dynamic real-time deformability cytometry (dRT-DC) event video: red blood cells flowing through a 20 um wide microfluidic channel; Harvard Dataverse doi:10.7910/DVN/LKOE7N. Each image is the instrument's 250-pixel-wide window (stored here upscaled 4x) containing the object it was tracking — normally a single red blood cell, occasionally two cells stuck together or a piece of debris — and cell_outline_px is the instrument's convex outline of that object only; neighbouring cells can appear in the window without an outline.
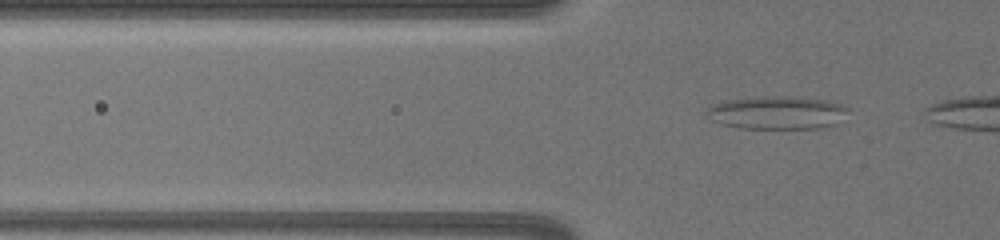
{"species": "common noctule bat (a hibernating species)", "species_latin": "Nyctalus noctula", "temperature_condition": "warm", "stored_images_in_passage": 42, "camera_frame_rate_fps": 3000, "um_per_image_px": 0.085, "animal": {"sex": "female", "body_mass_g": 19.5, "forearm_length_mm": 54.1}, "frame": {"image": 1, "passage_image": 8, "time_ms": 2.333, "image_size_px": [1000, 240], "cell_outline_px": [[852, 108], [836, 124], [824, 128], [740, 128], [720, 124], [704, 116], [704, 112], [712, 104], [724, 100], [768, 96], [800, 96], [824, 100], [840, 104]], "centroid_in_image_um": [66.03, 9.57], "position_along_channel_um": 59.8, "area_um2": 27.69}}
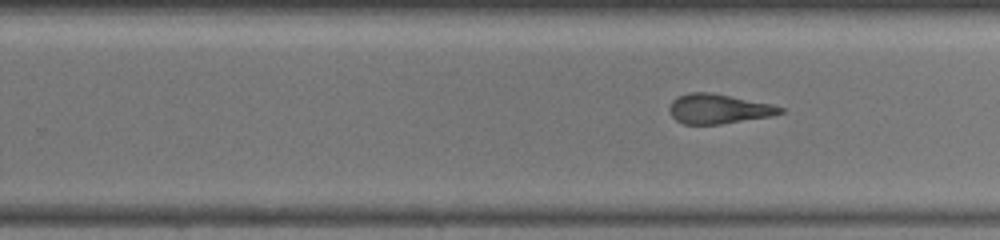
{"frame": {"image": 2, "passage_image": 28, "time_ms": 9.0, "image_size_px": [1000, 240], "cell_outline_px": [[784, 112], [772, 116], [720, 124], [684, 124], [676, 120], [672, 116], [668, 108], [672, 100], [688, 92], [708, 92], [772, 104], [784, 108]], "centroid_in_image_um": [61.06, 9.26], "position_along_channel_um": 268.7, "area_um2": 19.02}}
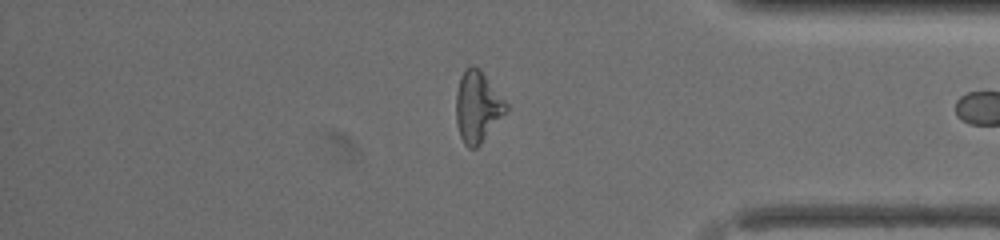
{"frame": {"image": 3, "passage_image": 41, "time_ms": 13.333, "image_size_px": [1000, 240], "cell_outline_px": [[508, 108], [480, 144], [476, 148], [468, 148], [464, 144], [460, 136], [456, 124], [456, 92], [460, 76], [464, 68], [468, 64], [472, 64], [480, 68], [508, 104]], "centroid_in_image_um": [40.55, 9.02], "position_along_channel_um": 394.6, "area_um2": 20.81}}